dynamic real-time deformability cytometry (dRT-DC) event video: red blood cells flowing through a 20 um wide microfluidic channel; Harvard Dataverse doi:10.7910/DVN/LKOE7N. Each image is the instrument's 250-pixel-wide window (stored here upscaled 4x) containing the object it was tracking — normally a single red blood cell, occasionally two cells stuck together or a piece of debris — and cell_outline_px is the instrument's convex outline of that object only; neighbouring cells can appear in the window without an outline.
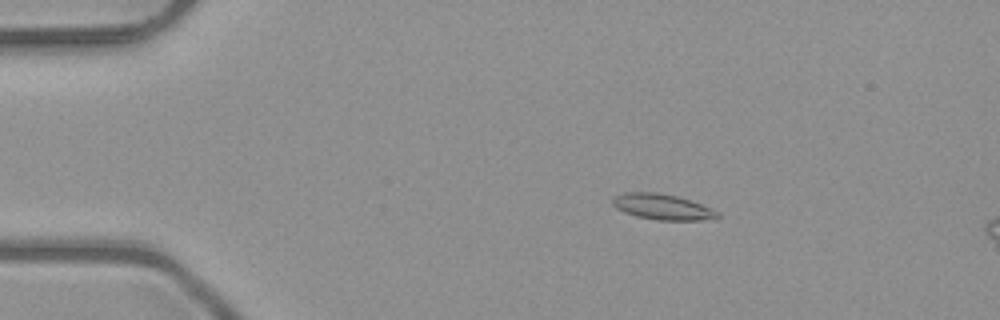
{"species": "common noctule bat (a hibernating species)", "species_latin": "Nyctalus noctula", "temperature_condition": "room temperature", "stored_images_in_passage": 4, "camera_frame_rate_fps": 3000, "um_per_image_px": 0.085, "animal": {"sex": "male", "body_mass_g": 23.1, "forearm_length_mm": 52.7}, "frame": {"image": 1, "passage_image": 3, "time_ms": 0.667, "image_size_px": [1000, 320], "cell_outline_px": [[720, 216], [716, 220], [656, 220], [636, 216], [624, 212], [616, 208], [612, 204], [612, 196], [624, 192], [656, 192], [676, 196], [700, 204], [720, 212]], "centroid_in_image_um": [56.3, 17.59], "position_along_channel_um": 28.7, "area_um2": 15.84}}